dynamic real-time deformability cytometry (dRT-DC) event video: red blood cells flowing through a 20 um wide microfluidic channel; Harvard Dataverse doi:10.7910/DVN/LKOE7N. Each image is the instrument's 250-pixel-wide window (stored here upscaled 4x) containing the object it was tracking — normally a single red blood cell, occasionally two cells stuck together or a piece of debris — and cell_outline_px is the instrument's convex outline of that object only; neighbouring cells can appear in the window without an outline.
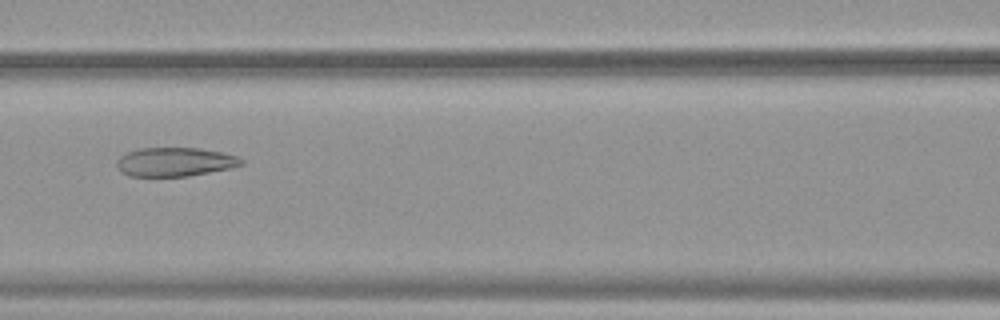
{"species": "common noctule bat (a hibernating species)", "species_latin": "Nyctalus noctula", "temperature_condition": "warm", "stored_images_in_passage": 54, "camera_frame_rate_fps": 3000, "um_per_image_px": 0.085, "animal": {"sex": "female", "body_mass_g": 19.9}, "frame": {"image": 1, "passage_image": 25, "time_ms": 8.0, "image_size_px": [1000, 320], "cell_outline_px": [[244, 164], [228, 168], [188, 176], [128, 176], [120, 172], [116, 164], [116, 160], [120, 156], [128, 152], [140, 148], [200, 148], [220, 152], [236, 156], [244, 160]], "centroid_in_image_um": [14.82, 13.76], "position_along_channel_um": 151.8, "area_um2": 20.87}}
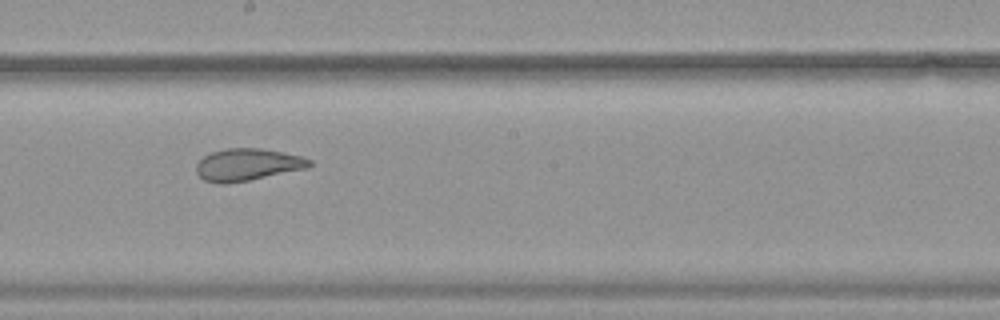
{"frame": {"image": 2, "passage_image": 31, "time_ms": 10.0, "image_size_px": [1000, 320], "cell_outline_px": [[312, 164], [308, 168], [248, 180], [224, 184], [216, 184], [204, 180], [196, 172], [196, 164], [204, 156], [212, 152], [228, 148], [260, 148], [304, 156], [312, 160]], "centroid_in_image_um": [21.05, 13.99], "position_along_channel_um": 227.2, "area_um2": 21.21}}
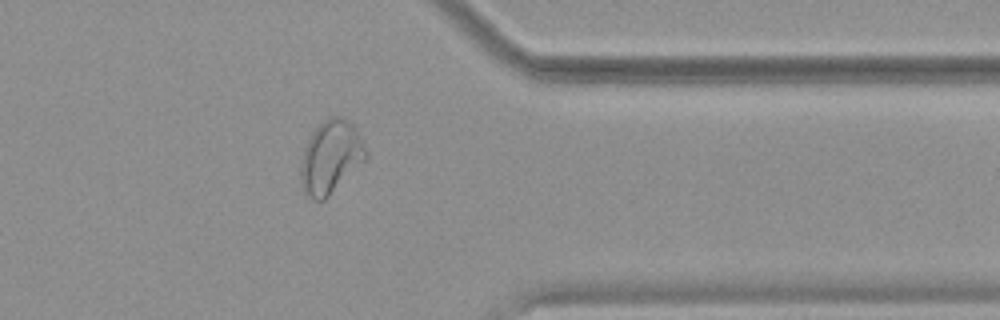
{"frame": {"image": 3, "passage_image": 44, "time_ms": 14.333, "image_size_px": [1000, 320], "cell_outline_px": [[368, 156], [324, 200], [312, 200], [304, 192], [300, 184], [300, 160], [304, 148], [312, 132], [324, 120], [332, 116], [340, 116], [348, 120], [356, 128], [368, 152]], "centroid_in_image_um": [28.08, 13.34], "position_along_channel_um": 383.3, "area_um2": 27.57}, "authors_computed_cell_mechanics": {"area_um2": 28.8133, "velocity_mm_per_s": 3.7927, "shape_relaxation_time_tau1_ms": null, "shape_relaxation_time_tau2_ms": 1.6467, "deformation_change_tau1": null, "deformation_change_tau2": 0.0944}}